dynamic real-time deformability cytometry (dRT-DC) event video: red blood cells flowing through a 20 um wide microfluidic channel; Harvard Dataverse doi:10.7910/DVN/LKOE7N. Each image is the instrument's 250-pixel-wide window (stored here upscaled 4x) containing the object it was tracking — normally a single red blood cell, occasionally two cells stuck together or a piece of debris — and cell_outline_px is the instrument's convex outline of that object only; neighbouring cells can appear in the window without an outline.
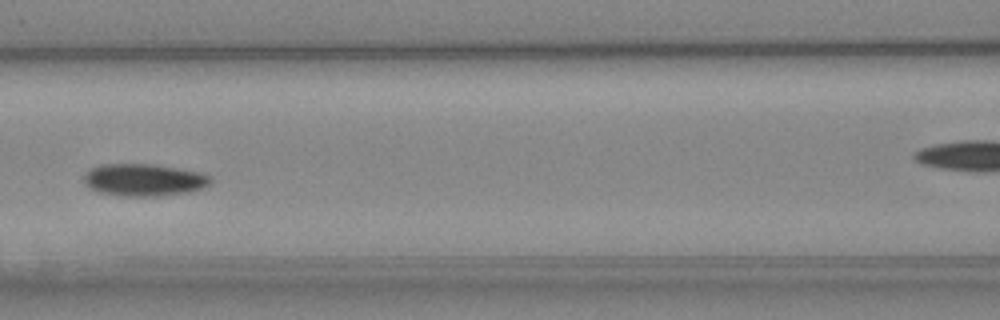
{"species": "Egyptian fruit bat (a non-hibernating species)", "species_latin": "Rousettus aegyptiacus", "temperature_condition": "cold", "stored_images_in_passage": 8, "camera_frame_rate_fps": 3000, "um_per_image_px": 0.085, "animal": {"sex": "female"}, "frame": {"image": 1, "passage_image": 7, "time_ms": 7.0, "image_size_px": [1000, 320], "cell_outline_px": [[212, 180], [208, 184], [200, 188], [188, 192], [156, 196], [124, 196], [100, 192], [84, 184], [84, 176], [92, 168], [100, 164], [152, 164], [200, 172], [212, 176]], "centroid_in_image_um": [12.24, 15.28], "position_along_channel_um": 154.4, "area_um2": 23.52}}